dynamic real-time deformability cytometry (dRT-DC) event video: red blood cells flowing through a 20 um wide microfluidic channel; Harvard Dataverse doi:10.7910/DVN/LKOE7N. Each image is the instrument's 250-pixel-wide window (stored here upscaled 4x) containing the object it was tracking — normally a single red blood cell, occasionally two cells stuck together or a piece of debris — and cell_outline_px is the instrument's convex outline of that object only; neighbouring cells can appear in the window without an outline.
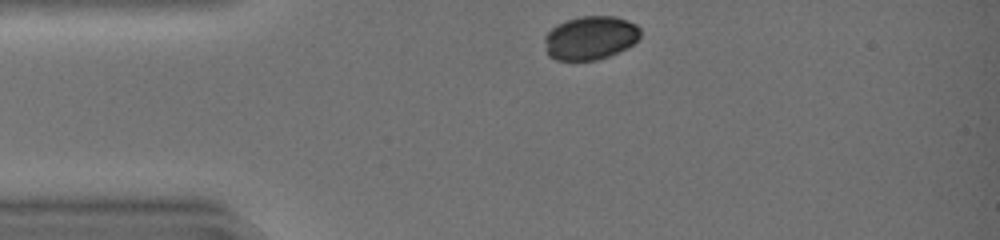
{"species": "common noctule bat (a hibernating species)", "species_latin": "Nyctalus noctula", "temperature_condition": "warm", "stored_images_in_passage": 25, "camera_frame_rate_fps": 3000, "um_per_image_px": 0.085, "animal": {"sex": "female", "body_mass_g": 19.0, "forearm_length_mm": 51.5}, "frame": {"image": 1, "passage_image": 1, "time_ms": 0.0, "image_size_px": [1000, 240], "cell_outline_px": [[640, 36], [628, 48], [608, 56], [596, 60], [556, 60], [548, 56], [544, 40], [544, 36], [556, 24], [580, 16], [616, 16], [636, 24], [640, 28]], "centroid_in_image_um": [50.17, 3.22], "position_along_channel_um": 34.8, "area_um2": 24.39}}
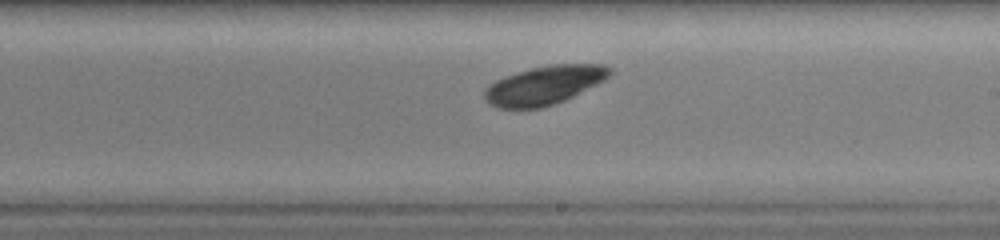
{"frame": {"image": 2, "passage_image": 18, "time_ms": 5.667, "image_size_px": [1000, 240], "cell_outline_px": [[612, 72], [604, 80], [564, 100], [544, 108], [496, 108], [484, 100], [484, 88], [496, 80], [504, 76], [532, 68], [548, 64], [608, 64], [612, 68]], "centroid_in_image_um": [46.25, 7.24], "position_along_channel_um": 242.8, "area_um2": 28.26}}
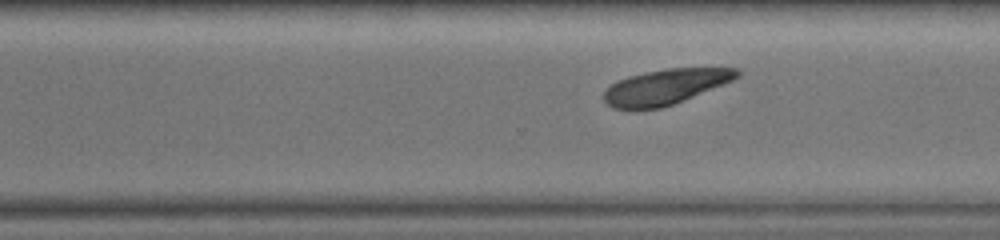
{"frame": {"image": 3, "passage_image": 23, "time_ms": 7.333, "image_size_px": [1000, 240], "cell_outline_px": [[740, 76], [724, 84], [672, 104], [660, 108], [612, 108], [604, 100], [604, 88], [628, 76], [668, 68], [736, 68], [740, 72]], "centroid_in_image_um": [56.56, 7.36], "position_along_channel_um": 314.0, "area_um2": 26.76}}